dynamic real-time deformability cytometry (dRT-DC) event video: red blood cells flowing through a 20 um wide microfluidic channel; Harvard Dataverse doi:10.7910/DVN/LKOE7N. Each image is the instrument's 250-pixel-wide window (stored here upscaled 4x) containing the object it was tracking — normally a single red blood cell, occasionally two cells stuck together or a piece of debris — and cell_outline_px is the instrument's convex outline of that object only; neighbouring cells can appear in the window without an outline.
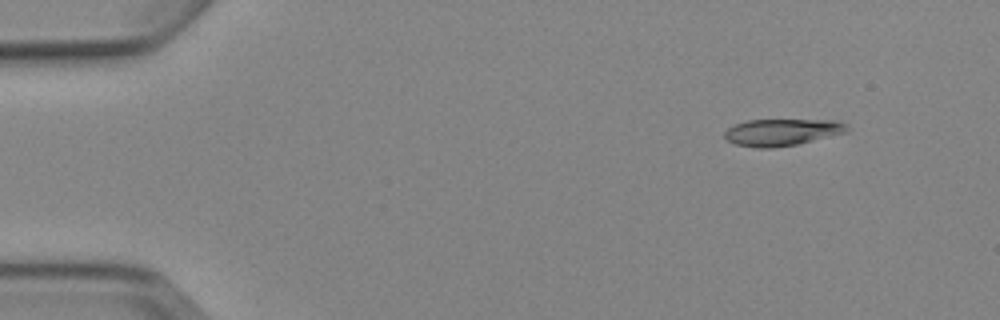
{"species": "Egyptian fruit bat (a non-hibernating species)", "species_latin": "Rousettus aegyptiacus", "temperature_condition": "cold", "stored_images_in_passage": 4, "camera_frame_rate_fps": 3000, "um_per_image_px": 0.085, "animal": {"sex": "female"}, "frame": {"image": 1, "passage_image": 2, "time_ms": 1.0, "image_size_px": [1000, 320], "cell_outline_px": [[848, 132], [796, 144], [772, 148], [756, 148], [736, 144], [728, 140], [724, 136], [724, 132], [728, 128], [736, 124], [748, 120], [836, 120], [848, 124]], "centroid_in_image_um": [66.49, 11.23], "position_along_channel_um": 18.5, "area_um2": 19.07}}
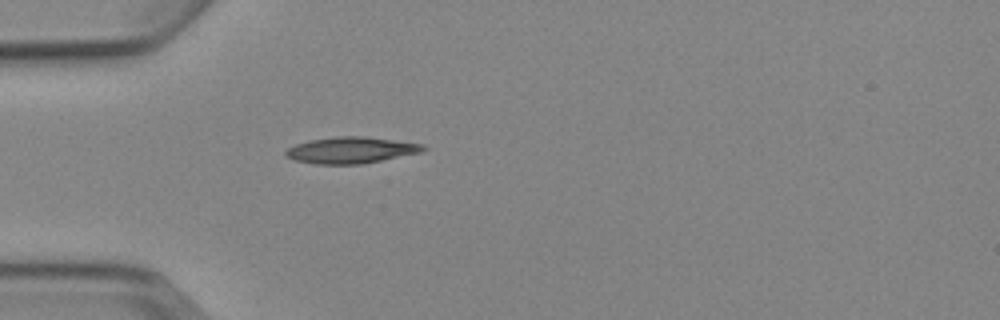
{"frame": {"image": 2, "passage_image": 4, "time_ms": 4.333, "image_size_px": [1000, 320], "cell_outline_px": [[428, 148], [420, 152], [360, 164], [316, 164], [296, 160], [284, 156], [284, 152], [288, 148], [296, 144], [308, 140], [336, 136], [364, 136], [424, 144]], "centroid_in_image_um": [29.8, 12.75], "position_along_channel_um": 55.2, "area_um2": 20.98}}